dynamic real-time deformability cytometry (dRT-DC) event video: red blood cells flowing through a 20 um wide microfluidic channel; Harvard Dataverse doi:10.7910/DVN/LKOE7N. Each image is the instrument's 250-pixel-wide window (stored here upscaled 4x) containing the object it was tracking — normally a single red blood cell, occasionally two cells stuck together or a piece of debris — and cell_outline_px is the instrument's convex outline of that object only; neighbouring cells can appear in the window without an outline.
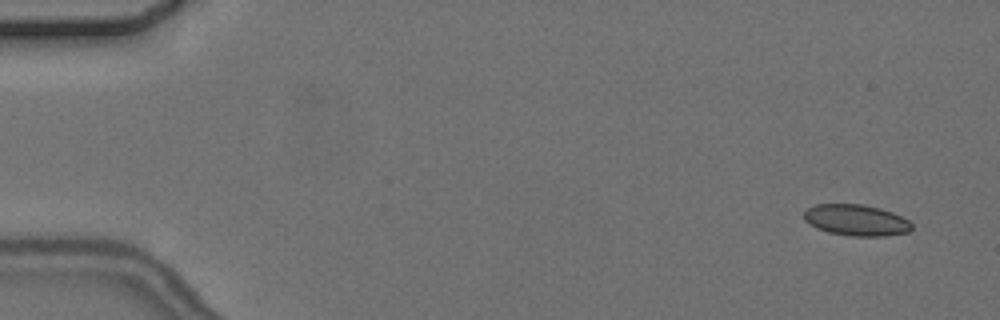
{"species": "common noctule bat (a hibernating species)", "species_latin": "Nyctalus noctula", "temperature_condition": "cold", "stored_images_in_passage": 4, "camera_frame_rate_fps": 3000, "um_per_image_px": 0.085, "animal": {"sex": "female", "body_mass_g": 24.6, "forearm_length_mm": 56.2}, "frame": {"image": 1, "passage_image": 1, "time_ms": 0.0, "image_size_px": [1000, 320], "cell_outline_px": [[912, 228], [908, 232], [884, 236], [852, 236], [828, 232], [816, 228], [808, 224], [804, 220], [804, 212], [808, 208], [816, 204], [860, 204], [880, 208], [892, 212], [908, 220], [912, 224]], "centroid_in_image_um": [72.75, 18.71], "position_along_channel_um": 12.2, "area_um2": 19.59}}